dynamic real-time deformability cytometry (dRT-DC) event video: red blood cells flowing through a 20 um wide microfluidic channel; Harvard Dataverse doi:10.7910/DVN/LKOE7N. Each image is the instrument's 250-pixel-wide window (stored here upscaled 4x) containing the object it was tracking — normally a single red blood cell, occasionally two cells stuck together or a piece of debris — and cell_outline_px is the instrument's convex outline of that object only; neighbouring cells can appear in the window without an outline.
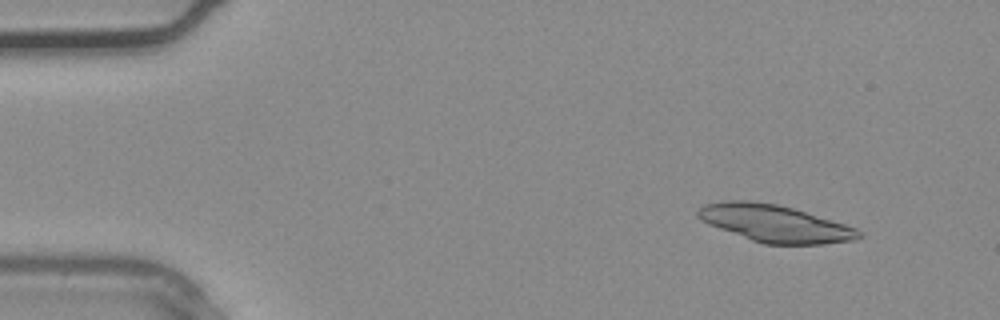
{"species": "common noctule bat (a hibernating species)", "species_latin": "Nyctalus noctula", "temperature_condition": "warm", "stored_images_in_passage": 3, "camera_frame_rate_fps": 3000, "um_per_image_px": 0.085, "animal": {"sex": "male", "body_mass_g": 20.4}, "frame": {"image": 1, "passage_image": 2, "time_ms": 0.333, "image_size_px": [1000, 320], "cell_outline_px": [[864, 236], [856, 240], [824, 244], [764, 244], [752, 240], [708, 224], [700, 220], [696, 216], [696, 212], [704, 204], [724, 200], [752, 200], [776, 204], [792, 208], [844, 224], [856, 228], [864, 232]], "centroid_in_image_um": [65.86, 18.99], "position_along_channel_um": 19.1, "area_um2": 34.8}}